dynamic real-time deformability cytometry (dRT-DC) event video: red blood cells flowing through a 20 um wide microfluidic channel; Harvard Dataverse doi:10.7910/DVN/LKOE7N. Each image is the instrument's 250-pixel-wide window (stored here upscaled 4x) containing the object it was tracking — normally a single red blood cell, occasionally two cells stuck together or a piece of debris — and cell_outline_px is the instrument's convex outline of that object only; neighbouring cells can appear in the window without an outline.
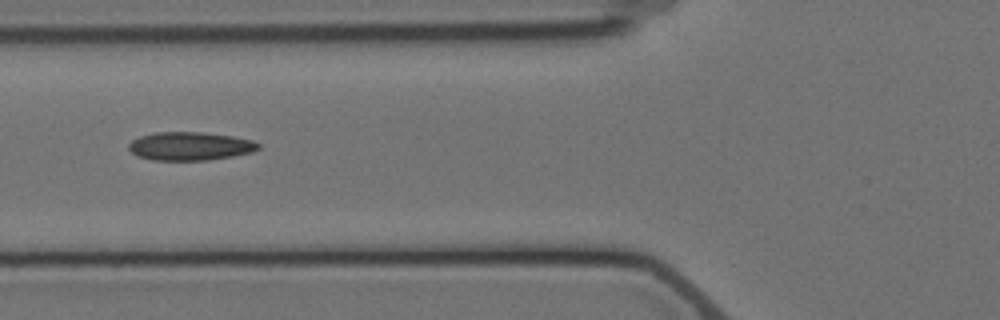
{"species": "Egyptian fruit bat (a non-hibernating species)", "species_latin": "Rousettus aegyptiacus", "temperature_condition": "cold", "stored_images_in_passage": 6, "camera_frame_rate_fps": 3000, "um_per_image_px": 0.085, "animal": {"sex": "female"}, "frame": {"image": 1, "passage_image": 5, "time_ms": 6.333, "image_size_px": [1000, 320], "cell_outline_px": [[260, 148], [252, 152], [232, 156], [208, 160], [152, 160], [136, 156], [128, 148], [128, 144], [132, 140], [140, 136], [156, 132], [204, 132], [232, 136], [252, 140], [260, 144]], "centroid_in_image_um": [16.14, 12.42], "position_along_channel_um": 109.7, "area_um2": 21.5}}
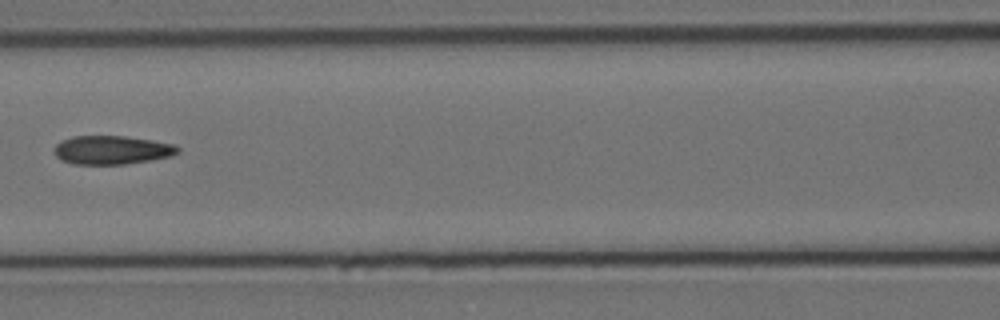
{"frame": {"image": 2, "passage_image": 6, "time_ms": 7.667, "image_size_px": [1000, 320], "cell_outline_px": [[180, 152], [172, 156], [152, 160], [124, 164], [72, 164], [60, 160], [56, 156], [56, 144], [60, 140], [72, 136], [124, 136], [152, 140], [172, 144], [180, 148]], "centroid_in_image_um": [9.51, 12.75], "position_along_channel_um": 157.1, "area_um2": 20.69}}